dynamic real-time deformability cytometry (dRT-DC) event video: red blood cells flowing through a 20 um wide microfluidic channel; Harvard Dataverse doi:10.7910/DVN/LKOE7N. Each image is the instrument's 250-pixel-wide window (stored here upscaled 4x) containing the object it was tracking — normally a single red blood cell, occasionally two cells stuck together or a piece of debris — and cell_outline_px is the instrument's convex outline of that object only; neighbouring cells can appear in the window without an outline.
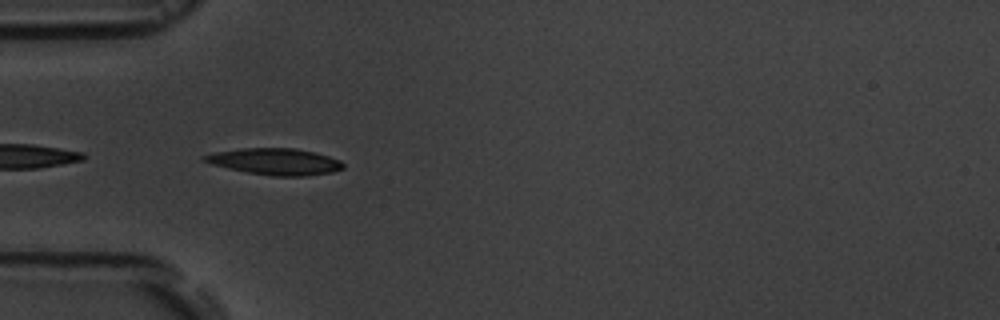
{"species": "common noctule bat (a hibernating species)", "species_latin": "Nyctalus noctula", "temperature_condition": "room temperature", "stored_images_in_passage": 4, "camera_frame_rate_fps": 3000, "um_per_image_px": 0.085, "animal": {"sex": "male", "body_mass_g": 19.5, "forearm_length_mm": 54.6}, "frame": {"image": 1, "passage_image": 4, "time_ms": 4.333, "image_size_px": [1000, 320], "cell_outline_px": [[344, 168], [332, 172], [308, 176], [272, 176], [248, 172], [228, 168], [212, 164], [200, 160], [200, 156], [216, 152], [240, 148], [296, 148], [316, 152], [340, 160], [344, 164]], "centroid_in_image_um": [23.38, 13.73], "position_along_channel_um": 61.6, "area_um2": 21.56}}